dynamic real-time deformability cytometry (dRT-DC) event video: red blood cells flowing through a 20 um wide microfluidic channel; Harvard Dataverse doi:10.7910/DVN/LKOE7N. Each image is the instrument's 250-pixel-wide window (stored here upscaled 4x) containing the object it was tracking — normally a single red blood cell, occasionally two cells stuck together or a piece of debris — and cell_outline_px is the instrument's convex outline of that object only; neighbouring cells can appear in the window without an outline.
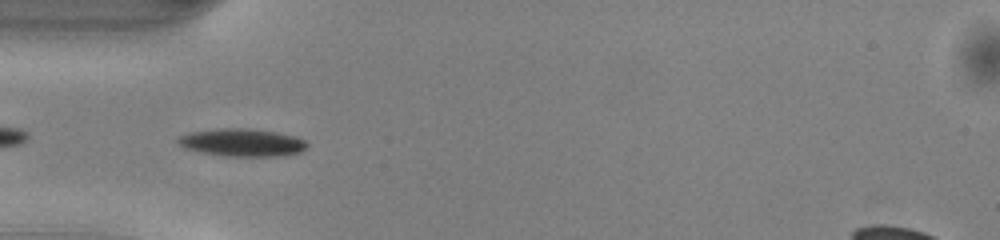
{"species": "common noctule bat (a hibernating species)", "species_latin": "Nyctalus noctula", "temperature_condition": "warm", "stored_images_in_passage": 37, "camera_frame_rate_fps": 3000, "um_per_image_px": 0.085, "animal": {"sex": "male", "body_mass_g": 13.0, "forearm_length_mm": 53.1}, "frame": {"image": 1, "passage_image": 2, "time_ms": 0.333, "image_size_px": [1000, 240], "cell_outline_px": [[308, 148], [300, 152], [280, 156], [224, 156], [184, 148], [176, 140], [176, 136], [188, 132], [224, 128], [244, 128], [276, 132], [296, 136], [304, 140], [308, 144]], "centroid_in_image_um": [20.58, 12.11], "position_along_channel_um": 64.4, "area_um2": 20.87}}
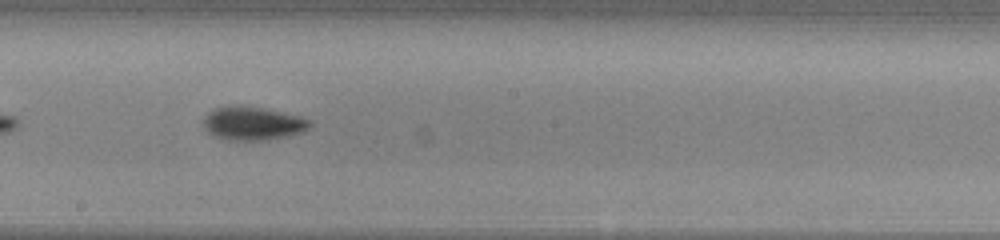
{"frame": {"image": 2, "passage_image": 14, "time_ms": 4.333, "image_size_px": [1000, 240], "cell_outline_px": [[312, 124], [304, 132], [264, 140], [228, 140], [216, 136], [208, 132], [204, 128], [204, 116], [208, 112], [216, 108], [236, 104], [244, 104], [264, 108], [300, 116], [312, 120]], "centroid_in_image_um": [21.49, 10.46], "position_along_channel_um": 226.7, "area_um2": 20.92}}
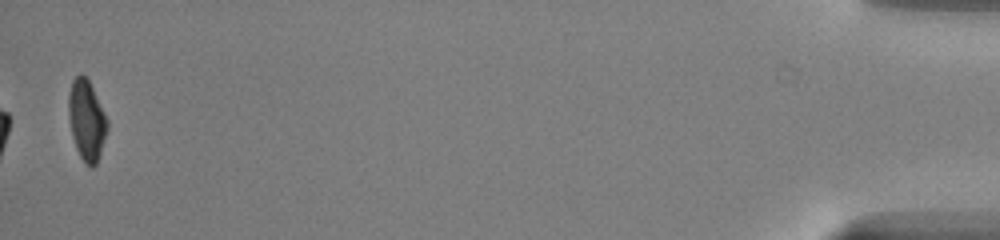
{"frame": {"image": 3, "passage_image": 36, "time_ms": 11.667, "image_size_px": [1000, 240], "cell_outline_px": [[108, 128], [96, 164], [92, 168], [84, 164], [76, 148], [72, 136], [68, 116], [68, 96], [72, 80], [80, 72], [88, 80], [108, 120]], "centroid_in_image_um": [7.34, 10.23], "position_along_channel_um": 427.9, "area_um2": 18.03}, "authors_computed_cell_mechanics": {"area_um2": 19.2474, "velocity_mm_per_s": 4.0761, "shape_relaxation_time_tau1_ms": 2.2527, "shape_relaxation_time_tau2_ms": 7.6844, "deformation_change_tau1": 0.1318, "deformation_change_tau2": 0.1401}}